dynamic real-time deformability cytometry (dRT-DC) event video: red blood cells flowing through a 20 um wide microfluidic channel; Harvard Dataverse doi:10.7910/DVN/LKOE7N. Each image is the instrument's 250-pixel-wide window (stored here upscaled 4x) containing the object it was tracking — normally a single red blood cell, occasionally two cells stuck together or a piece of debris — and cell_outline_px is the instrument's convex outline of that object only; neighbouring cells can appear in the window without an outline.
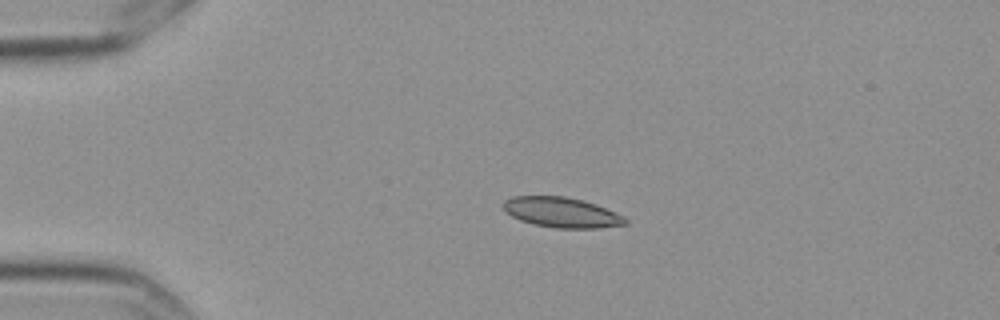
{"species": "Egyptian fruit bat (a non-hibernating species)", "species_latin": "Rousettus aegyptiacus", "temperature_condition": "cold", "stored_images_in_passage": 5, "camera_frame_rate_fps": 3000, "um_per_image_px": 0.085, "frame": {"image": 1, "passage_image": 4, "time_ms": 1.0, "image_size_px": [1000, 320], "cell_outline_px": [[628, 224], [596, 228], [556, 228], [532, 224], [520, 220], [504, 212], [500, 204], [504, 200], [512, 196], [564, 196], [596, 204], [624, 216], [628, 220]], "centroid_in_image_um": [47.69, 18.05], "position_along_channel_um": 37.3, "area_um2": 21.62}}